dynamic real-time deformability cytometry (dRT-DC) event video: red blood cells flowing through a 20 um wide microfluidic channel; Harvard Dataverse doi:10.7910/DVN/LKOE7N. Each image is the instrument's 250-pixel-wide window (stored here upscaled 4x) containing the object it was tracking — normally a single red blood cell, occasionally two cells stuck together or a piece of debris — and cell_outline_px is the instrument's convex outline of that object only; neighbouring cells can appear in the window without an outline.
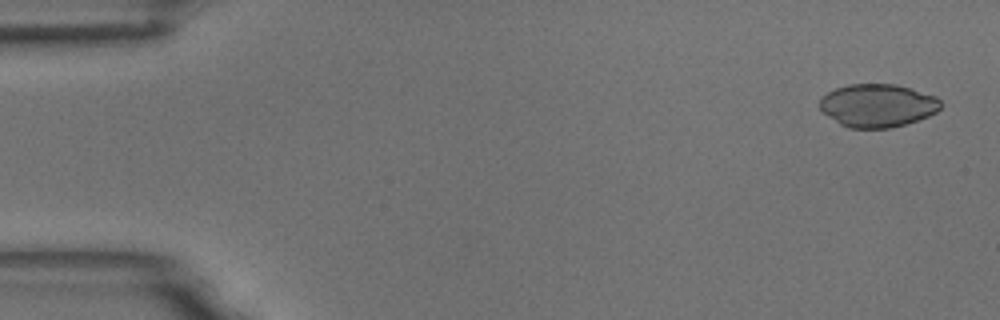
{"species": "common noctule bat (a hibernating species)", "species_latin": "Nyctalus noctula", "temperature_condition": "room temperature", "stored_images_in_passage": 6, "camera_frame_rate_fps": 3000, "um_per_image_px": 0.085, "animal": {"sex": "male", "body_mass_g": 18.8}, "frame": {"image": 1, "passage_image": 1, "time_ms": 0.0, "image_size_px": [1000, 320], "cell_outline_px": [[940, 108], [936, 112], [928, 116], [892, 128], [848, 128], [840, 124], [828, 116], [816, 104], [828, 92], [836, 88], [848, 84], [892, 84], [908, 88], [936, 96], [940, 100]], "centroid_in_image_um": [74.56, 8.97], "position_along_channel_um": 10.4, "area_um2": 30.17}}